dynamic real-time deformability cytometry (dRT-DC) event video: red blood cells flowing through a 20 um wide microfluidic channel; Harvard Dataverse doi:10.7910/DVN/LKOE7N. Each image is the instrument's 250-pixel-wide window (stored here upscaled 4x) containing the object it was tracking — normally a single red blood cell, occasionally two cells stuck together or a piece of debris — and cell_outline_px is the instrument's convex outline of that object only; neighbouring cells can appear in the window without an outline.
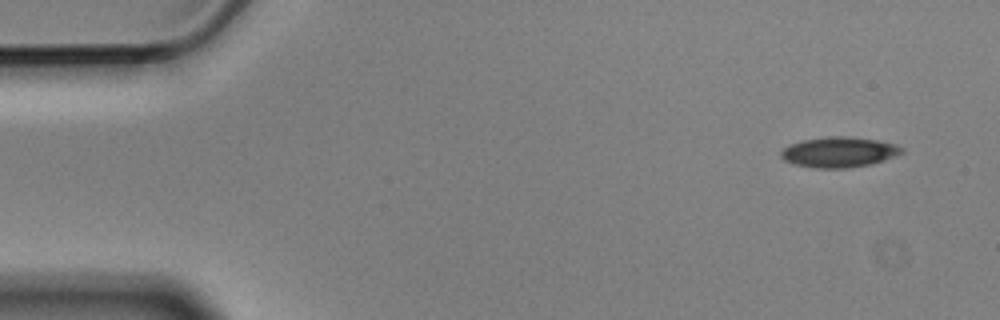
{"species": "Egyptian fruit bat (a non-hibernating species)", "species_latin": "Rousettus aegyptiacus", "temperature_condition": "cold", "stored_images_in_passage": 5, "camera_frame_rate_fps": 3000, "um_per_image_px": 0.085, "animal": {"sex": "male"}, "frame": {"image": 1, "passage_image": 1, "time_ms": 0.0, "image_size_px": [1000, 320], "cell_outline_px": [[904, 152], [884, 160], [872, 164], [848, 168], [816, 168], [796, 164], [784, 160], [780, 156], [780, 152], [788, 144], [804, 140], [828, 136], [852, 136], [876, 140], [896, 144], [904, 148]], "centroid_in_image_um": [71.33, 12.92], "position_along_channel_um": 13.7, "area_um2": 21.44}}
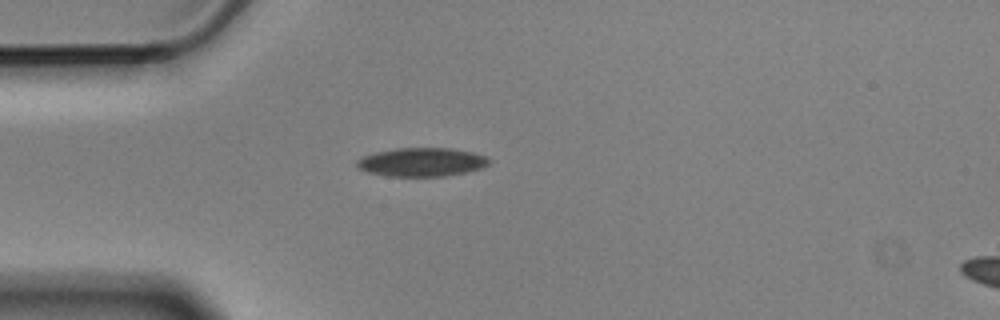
{"frame": {"image": 2, "passage_image": 4, "time_ms": 1.0, "image_size_px": [1000, 320], "cell_outline_px": [[492, 160], [488, 164], [480, 168], [468, 172], [444, 176], [388, 176], [368, 172], [356, 168], [356, 160], [364, 156], [376, 152], [396, 148], [452, 148], [472, 152], [484, 156]], "centroid_in_image_um": [35.83, 13.78], "position_along_channel_um": 49.2, "area_um2": 22.08}}